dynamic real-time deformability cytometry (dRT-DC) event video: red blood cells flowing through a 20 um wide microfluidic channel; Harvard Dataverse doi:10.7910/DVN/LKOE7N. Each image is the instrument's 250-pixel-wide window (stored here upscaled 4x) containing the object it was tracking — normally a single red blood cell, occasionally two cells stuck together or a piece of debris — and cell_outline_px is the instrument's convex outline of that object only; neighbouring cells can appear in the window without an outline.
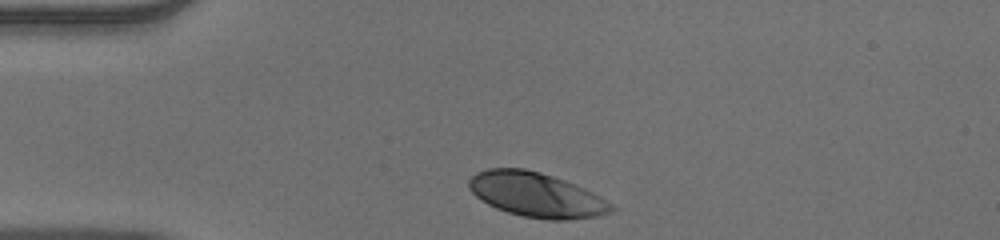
{"species": "human", "species_latin": "Homo sapiens", "temperature_condition": "warm", "stored_images_in_passage": 32, "camera_frame_rate_fps": 3000, "um_per_image_px": 0.085, "donor": {"sex": "male"}, "frame": {"image": 1, "passage_image": 1, "time_ms": 0.0, "image_size_px": [1000, 240], "cell_outline_px": [[616, 208], [612, 212], [596, 216], [568, 220], [548, 220], [524, 216], [508, 212], [496, 208], [480, 200], [468, 188], [468, 180], [476, 172], [488, 168], [524, 168], [540, 172], [564, 180], [584, 188], [600, 196], [612, 204]], "centroid_in_image_um": [45.58, 16.56], "position_along_channel_um": 39.4, "area_um2": 36.99}}
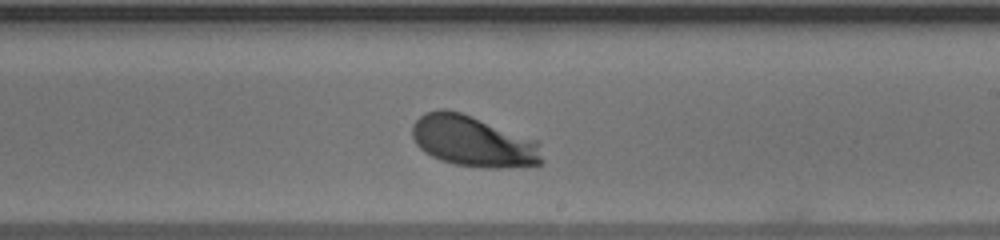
{"frame": {"image": 2, "passage_image": 20, "time_ms": 6.333, "image_size_px": [1000, 240], "cell_outline_px": [[544, 160], [540, 164], [500, 168], [488, 168], [456, 164], [440, 160], [424, 152], [416, 144], [412, 136], [412, 124], [424, 112], [440, 108], [444, 108], [460, 112], [536, 140]], "centroid_in_image_um": [40.18, 12.0], "position_along_channel_um": 248.8, "area_um2": 38.32}}
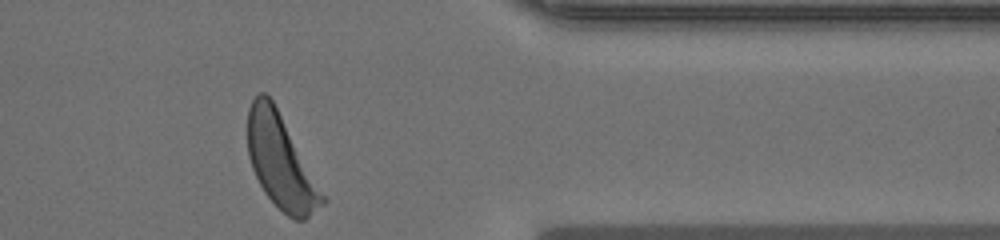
{"frame": {"image": 3, "passage_image": 32, "time_ms": 10.333, "image_size_px": [1000, 240], "cell_outline_px": [[328, 200], [324, 204], [304, 220], [296, 220], [288, 216], [264, 192], [252, 168], [248, 156], [248, 108], [252, 100], [260, 92], [264, 92], [272, 100]], "centroid_in_image_um": [23.87, 13.76], "position_along_channel_um": 387.5, "area_um2": 40.0}, "authors_computed_cell_mechanics": {"area_um2": 37.281, "velocity_mm_per_s": 3.8553, "shape_relaxation_time_tau1_ms": 1.5863, "shape_relaxation_time_tau2_ms": 8.6432, "deformation_change_tau1": 0.1368, "deformation_change_tau2": 0.2667}}